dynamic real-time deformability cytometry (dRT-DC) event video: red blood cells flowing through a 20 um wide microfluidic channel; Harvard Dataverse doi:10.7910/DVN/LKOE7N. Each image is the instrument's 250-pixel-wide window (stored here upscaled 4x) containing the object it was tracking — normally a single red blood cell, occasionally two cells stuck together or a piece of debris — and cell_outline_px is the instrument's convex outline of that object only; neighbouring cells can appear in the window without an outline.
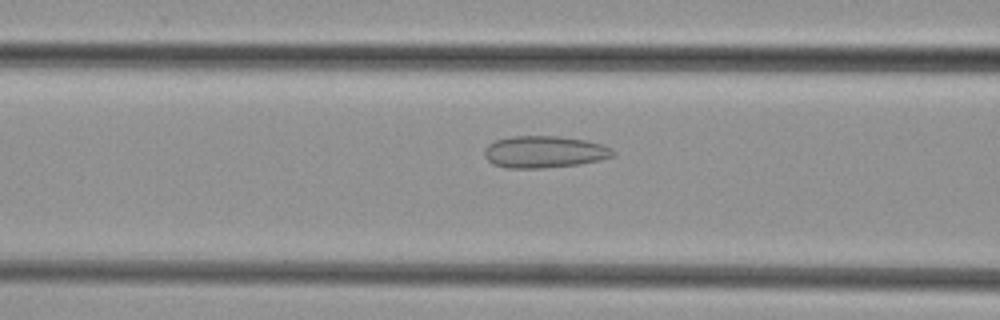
{"species": "common noctule bat (a hibernating species)", "species_latin": "Nyctalus noctula", "temperature_condition": "cold", "stored_images_in_passage": 38, "camera_frame_rate_fps": 3000, "um_per_image_px": 0.085, "animal": {"sex": "female", "body_mass_g": 29.2, "forearm_length_mm": 56.3}, "frame": {"image": 1, "passage_image": 9, "time_ms": 2.667, "image_size_px": [1000, 320], "cell_outline_px": [[616, 156], [600, 160], [580, 164], [544, 168], [504, 168], [492, 164], [484, 156], [484, 148], [488, 144], [496, 140], [512, 136], [560, 136], [584, 140], [600, 144], [612, 148], [616, 152]], "centroid_in_image_um": [46.26, 12.92], "position_along_channel_um": 120.3, "area_um2": 24.16}}
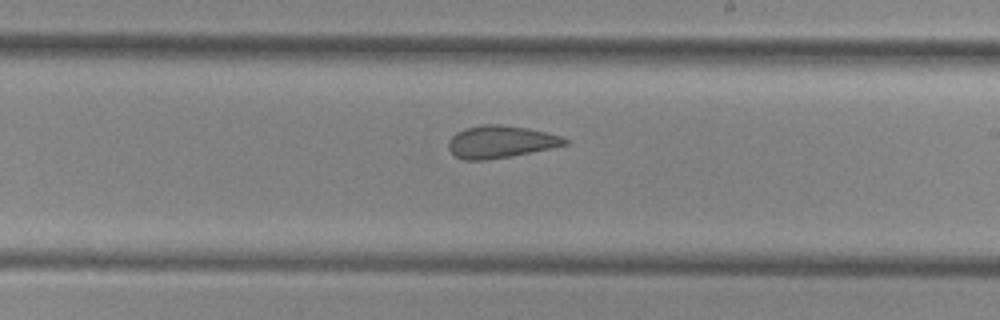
{"frame": {"image": 2, "passage_image": 18, "time_ms": 5.667, "image_size_px": [1000, 320], "cell_outline_px": [[568, 144], [512, 156], [484, 160], [464, 160], [456, 156], [448, 148], [448, 140], [456, 132], [464, 128], [480, 124], [500, 124], [528, 128], [560, 136], [568, 140]], "centroid_in_image_um": [42.5, 12.04], "position_along_channel_um": 246.5, "area_um2": 21.85}}
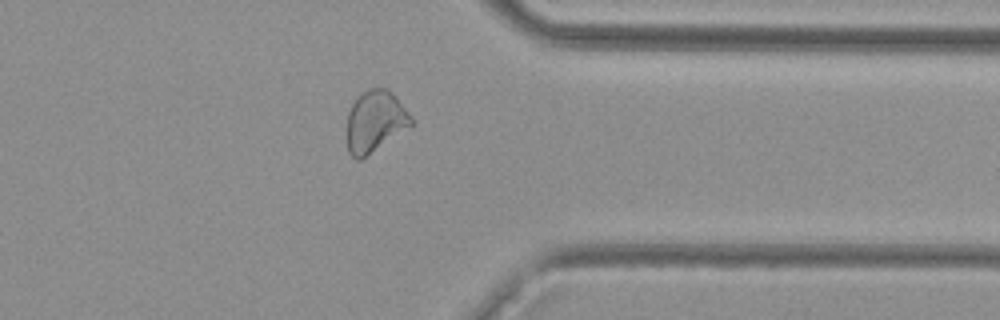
{"frame": {"image": 3, "passage_image": 28, "time_ms": 9.0, "image_size_px": [1000, 320], "cell_outline_px": [[412, 124], [360, 160], [356, 160], [348, 152], [348, 112], [356, 96], [360, 92], [368, 88], [388, 88], [396, 96], [412, 116]], "centroid_in_image_um": [31.87, 10.27], "position_along_channel_um": 379.5, "area_um2": 22.77}}